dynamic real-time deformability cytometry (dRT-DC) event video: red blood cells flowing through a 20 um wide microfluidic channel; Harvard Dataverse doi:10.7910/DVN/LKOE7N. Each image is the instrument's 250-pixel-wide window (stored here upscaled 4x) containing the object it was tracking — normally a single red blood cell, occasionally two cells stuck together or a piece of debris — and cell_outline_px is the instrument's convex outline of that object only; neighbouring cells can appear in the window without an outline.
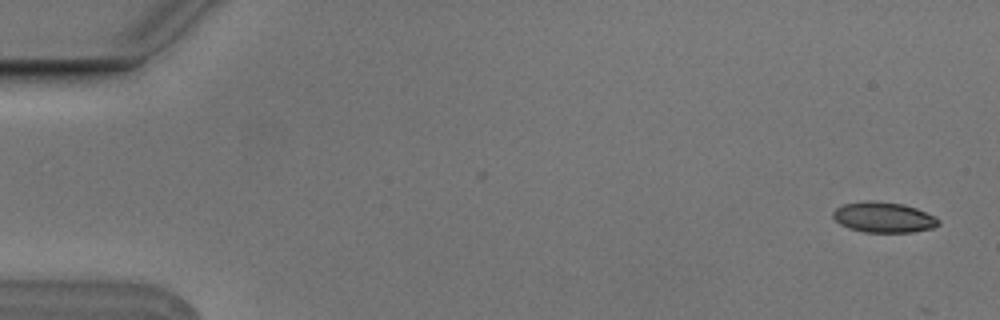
{"species": "Egyptian fruit bat (a non-hibernating species)", "species_latin": "Rousettus aegyptiacus", "temperature_condition": "cold", "stored_images_in_passage": 2, "camera_frame_rate_fps": 3000, "um_per_image_px": 0.085, "animal": {"sex": "male"}, "frame": {"image": 1, "passage_image": 2, "time_ms": 0.333, "image_size_px": [1000, 320], "cell_outline_px": [[940, 224], [932, 228], [912, 232], [864, 232], [848, 228], [840, 224], [832, 216], [832, 212], [836, 208], [844, 204], [868, 200], [872, 200], [904, 204], [916, 208], [936, 216], [940, 220]], "centroid_in_image_um": [75.11, 18.47], "position_along_channel_um": 9.9, "area_um2": 18.84}}